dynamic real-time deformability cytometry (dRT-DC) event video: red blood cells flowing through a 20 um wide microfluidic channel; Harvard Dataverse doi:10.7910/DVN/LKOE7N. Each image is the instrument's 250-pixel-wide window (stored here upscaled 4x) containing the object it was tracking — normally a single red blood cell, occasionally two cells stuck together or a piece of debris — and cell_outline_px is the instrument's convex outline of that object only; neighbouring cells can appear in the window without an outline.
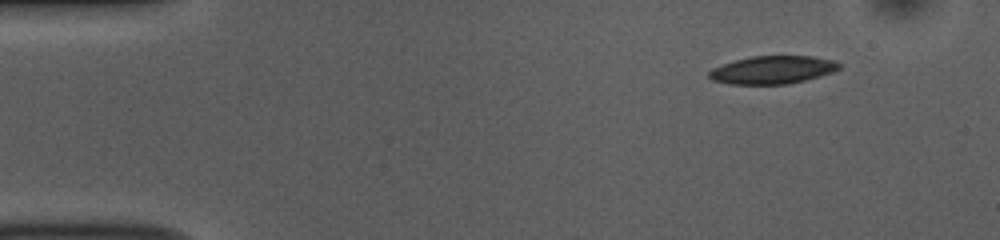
{"species": "common noctule bat (a hibernating species)", "species_latin": "Nyctalus noctula", "temperature_condition": "room temperature", "stored_images_in_passage": 49, "camera_frame_rate_fps": 3000, "um_per_image_px": 0.085, "animal": {"sex": "female", "body_mass_g": 10.0, "forearm_length_mm": 53.1}, "frame": {"image": 1, "passage_image": 1, "time_ms": 0.0, "image_size_px": [1000, 240], "cell_outline_px": [[840, 68], [832, 72], [820, 76], [788, 84], [728, 84], [712, 80], [708, 76], [708, 72], [712, 68], [736, 60], [752, 56], [812, 56], [832, 60], [840, 64]], "centroid_in_image_um": [65.65, 5.94], "position_along_channel_um": 19.4, "area_um2": 21.04}}
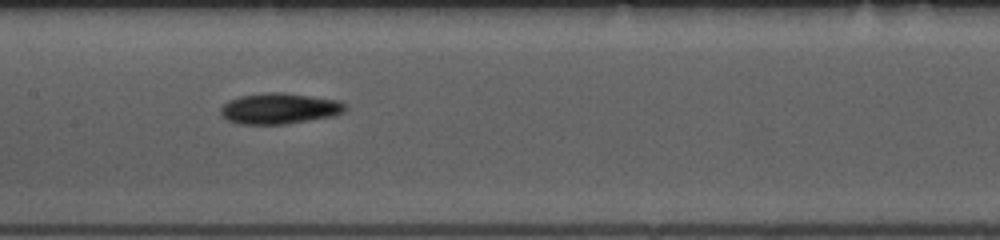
{"frame": {"image": 2, "passage_image": 21, "time_ms": 6.667, "image_size_px": [1000, 240], "cell_outline_px": [[348, 108], [344, 112], [332, 116], [284, 124], [240, 124], [228, 120], [220, 116], [220, 108], [228, 100], [240, 96], [268, 92], [284, 92], [336, 100], [344, 104]], "centroid_in_image_um": [23.71, 9.22], "position_along_channel_um": 183.7, "area_um2": 22.31}}
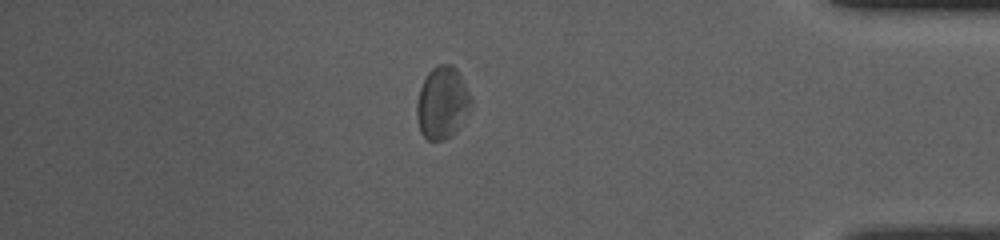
{"frame": {"image": 3, "passage_image": 41, "time_ms": 13.333, "image_size_px": [1000, 240], "cell_outline_px": [[472, 104], [460, 128], [452, 136], [444, 140], [428, 140], [420, 132], [416, 116], [416, 104], [420, 88], [428, 72], [436, 64], [452, 64], [456, 68], [472, 96]], "centroid_in_image_um": [37.6, 8.75], "position_along_channel_um": 397.6, "area_um2": 23.18}, "authors_computed_cell_mechanics": {"area_um2": 22.0796, "velocity_mm_per_s": 3.715, "shape_relaxation_time_tau1_ms": 3.7537, "shape_relaxation_time_tau2_ms": 10.4927, "deformation_change_tau1": 0.0836, "deformation_change_tau2": 0.2144}}